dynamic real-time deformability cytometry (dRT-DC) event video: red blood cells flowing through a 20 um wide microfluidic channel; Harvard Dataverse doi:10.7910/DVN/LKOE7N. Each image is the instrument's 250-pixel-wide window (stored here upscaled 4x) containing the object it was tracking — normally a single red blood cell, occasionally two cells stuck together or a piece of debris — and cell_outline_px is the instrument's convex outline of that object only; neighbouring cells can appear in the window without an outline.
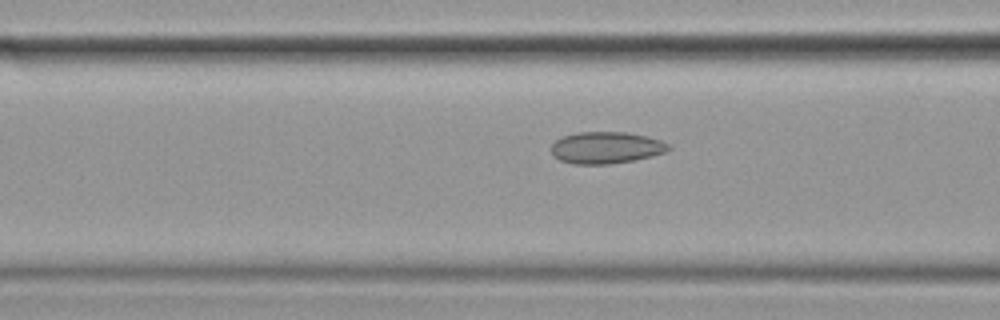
{"species": "common noctule bat (a hibernating species)", "species_latin": "Nyctalus noctula", "temperature_condition": "cold", "stored_images_in_passage": 15, "camera_frame_rate_fps": 3000, "um_per_image_px": 0.085, "animal": {"sex": "female", "body_mass_g": 19.9}, "frame": {"image": 1, "passage_image": 13, "time_ms": 4.0, "image_size_px": [1000, 320], "cell_outline_px": [[672, 148], [664, 152], [652, 156], [612, 164], [572, 164], [560, 160], [552, 156], [552, 144], [556, 140], [564, 136], [576, 132], [628, 132], [648, 136], [660, 140], [668, 144]], "centroid_in_image_um": [51.51, 12.55], "position_along_channel_um": 115.1, "area_um2": 21.79}}